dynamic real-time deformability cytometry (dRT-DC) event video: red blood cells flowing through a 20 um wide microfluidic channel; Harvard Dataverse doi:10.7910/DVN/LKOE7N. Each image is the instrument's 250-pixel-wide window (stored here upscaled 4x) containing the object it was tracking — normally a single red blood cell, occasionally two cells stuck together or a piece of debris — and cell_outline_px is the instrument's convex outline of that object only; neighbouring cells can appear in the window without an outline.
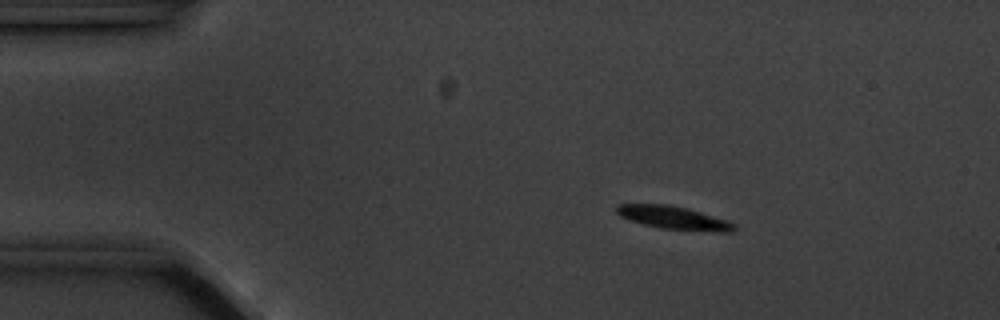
{"species": "common noctule bat (a hibernating species)", "species_latin": "Nyctalus noctula", "temperature_condition": "cold", "stored_images_in_passage": 5, "camera_frame_rate_fps": 3000, "um_per_image_px": 0.085, "animal": {"sex": "male", "body_mass_g": 20.1, "forearm_length_mm": 53.5}, "frame": {"image": 1, "passage_image": 3, "time_ms": 2.333, "image_size_px": [1000, 320], "cell_outline_px": [[736, 228], [732, 232], [716, 232], [660, 228], [628, 220], [620, 216], [616, 212], [616, 204], [668, 204], [688, 208], [728, 220], [736, 224]], "centroid_in_image_um": [57.28, 18.51], "position_along_channel_um": 27.7, "area_um2": 16.01}}